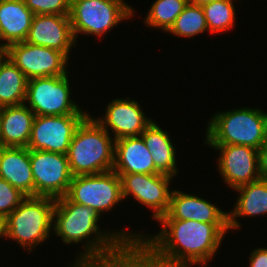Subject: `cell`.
<instances>
[{"mask_svg": "<svg viewBox=\"0 0 267 267\" xmlns=\"http://www.w3.org/2000/svg\"><path fill=\"white\" fill-rule=\"evenodd\" d=\"M0 178L26 196H34V180L31 169L30 149L4 147L0 151Z\"/></svg>", "mask_w": 267, "mask_h": 267, "instance_id": "d6986e66", "label": "cell"}, {"mask_svg": "<svg viewBox=\"0 0 267 267\" xmlns=\"http://www.w3.org/2000/svg\"><path fill=\"white\" fill-rule=\"evenodd\" d=\"M91 267H158L149 262L136 248H131L124 256L114 261L98 263Z\"/></svg>", "mask_w": 267, "mask_h": 267, "instance_id": "f1b7e54d", "label": "cell"}, {"mask_svg": "<svg viewBox=\"0 0 267 267\" xmlns=\"http://www.w3.org/2000/svg\"><path fill=\"white\" fill-rule=\"evenodd\" d=\"M28 79L6 56L0 62V108L25 103Z\"/></svg>", "mask_w": 267, "mask_h": 267, "instance_id": "603a6c76", "label": "cell"}, {"mask_svg": "<svg viewBox=\"0 0 267 267\" xmlns=\"http://www.w3.org/2000/svg\"><path fill=\"white\" fill-rule=\"evenodd\" d=\"M70 95L68 74L33 78L28 80L25 102L37 116L88 114L81 111Z\"/></svg>", "mask_w": 267, "mask_h": 267, "instance_id": "52a82bcc", "label": "cell"}, {"mask_svg": "<svg viewBox=\"0 0 267 267\" xmlns=\"http://www.w3.org/2000/svg\"><path fill=\"white\" fill-rule=\"evenodd\" d=\"M53 230L63 243H79L86 240L79 259L69 267H91L98 263L114 261L135 248L142 234L119 232H100V216L88 206L72 202L67 196L56 199L53 211ZM55 222V223H54ZM96 235L94 238L91 235Z\"/></svg>", "mask_w": 267, "mask_h": 267, "instance_id": "7a4b0ae2", "label": "cell"}, {"mask_svg": "<svg viewBox=\"0 0 267 267\" xmlns=\"http://www.w3.org/2000/svg\"><path fill=\"white\" fill-rule=\"evenodd\" d=\"M234 190L240 194L233 211L228 213L229 229L235 230L241 226L236 217L267 214V180L260 178Z\"/></svg>", "mask_w": 267, "mask_h": 267, "instance_id": "44dd1931", "label": "cell"}, {"mask_svg": "<svg viewBox=\"0 0 267 267\" xmlns=\"http://www.w3.org/2000/svg\"><path fill=\"white\" fill-rule=\"evenodd\" d=\"M35 15L69 16L71 0H24Z\"/></svg>", "mask_w": 267, "mask_h": 267, "instance_id": "83f0119b", "label": "cell"}, {"mask_svg": "<svg viewBox=\"0 0 267 267\" xmlns=\"http://www.w3.org/2000/svg\"><path fill=\"white\" fill-rule=\"evenodd\" d=\"M117 174H157L149 149L141 136L115 140L114 165Z\"/></svg>", "mask_w": 267, "mask_h": 267, "instance_id": "e0dca14e", "label": "cell"}, {"mask_svg": "<svg viewBox=\"0 0 267 267\" xmlns=\"http://www.w3.org/2000/svg\"><path fill=\"white\" fill-rule=\"evenodd\" d=\"M4 148L2 142H1V139H0V151Z\"/></svg>", "mask_w": 267, "mask_h": 267, "instance_id": "e575fe53", "label": "cell"}, {"mask_svg": "<svg viewBox=\"0 0 267 267\" xmlns=\"http://www.w3.org/2000/svg\"><path fill=\"white\" fill-rule=\"evenodd\" d=\"M5 218L0 216V237L6 238Z\"/></svg>", "mask_w": 267, "mask_h": 267, "instance_id": "1f68e13d", "label": "cell"}, {"mask_svg": "<svg viewBox=\"0 0 267 267\" xmlns=\"http://www.w3.org/2000/svg\"><path fill=\"white\" fill-rule=\"evenodd\" d=\"M95 118L88 115L77 128L67 158L73 176L111 171L115 140Z\"/></svg>", "mask_w": 267, "mask_h": 267, "instance_id": "3957f363", "label": "cell"}, {"mask_svg": "<svg viewBox=\"0 0 267 267\" xmlns=\"http://www.w3.org/2000/svg\"><path fill=\"white\" fill-rule=\"evenodd\" d=\"M260 178L267 180V140L258 150Z\"/></svg>", "mask_w": 267, "mask_h": 267, "instance_id": "4dcf8cb0", "label": "cell"}, {"mask_svg": "<svg viewBox=\"0 0 267 267\" xmlns=\"http://www.w3.org/2000/svg\"><path fill=\"white\" fill-rule=\"evenodd\" d=\"M35 114L24 103L0 108V139L4 147H27Z\"/></svg>", "mask_w": 267, "mask_h": 267, "instance_id": "ffe728a7", "label": "cell"}, {"mask_svg": "<svg viewBox=\"0 0 267 267\" xmlns=\"http://www.w3.org/2000/svg\"><path fill=\"white\" fill-rule=\"evenodd\" d=\"M26 197L19 189L0 178V216L6 218Z\"/></svg>", "mask_w": 267, "mask_h": 267, "instance_id": "4316f807", "label": "cell"}, {"mask_svg": "<svg viewBox=\"0 0 267 267\" xmlns=\"http://www.w3.org/2000/svg\"><path fill=\"white\" fill-rule=\"evenodd\" d=\"M66 196L72 202L88 206L100 216L123 200L121 178L113 170L73 176Z\"/></svg>", "mask_w": 267, "mask_h": 267, "instance_id": "ba28073f", "label": "cell"}, {"mask_svg": "<svg viewBox=\"0 0 267 267\" xmlns=\"http://www.w3.org/2000/svg\"><path fill=\"white\" fill-rule=\"evenodd\" d=\"M6 56L24 73L33 78L66 75L68 57L58 50L29 44L26 41L9 45Z\"/></svg>", "mask_w": 267, "mask_h": 267, "instance_id": "30bf717a", "label": "cell"}, {"mask_svg": "<svg viewBox=\"0 0 267 267\" xmlns=\"http://www.w3.org/2000/svg\"><path fill=\"white\" fill-rule=\"evenodd\" d=\"M6 57L4 50H0V62Z\"/></svg>", "mask_w": 267, "mask_h": 267, "instance_id": "836d02e7", "label": "cell"}, {"mask_svg": "<svg viewBox=\"0 0 267 267\" xmlns=\"http://www.w3.org/2000/svg\"><path fill=\"white\" fill-rule=\"evenodd\" d=\"M29 44L44 46L63 52L69 58L71 48L76 45L69 16L34 15L25 40Z\"/></svg>", "mask_w": 267, "mask_h": 267, "instance_id": "9a60e30c", "label": "cell"}, {"mask_svg": "<svg viewBox=\"0 0 267 267\" xmlns=\"http://www.w3.org/2000/svg\"><path fill=\"white\" fill-rule=\"evenodd\" d=\"M219 150L218 168L232 189L260 179L258 149L244 145H210Z\"/></svg>", "mask_w": 267, "mask_h": 267, "instance_id": "4fadbf2b", "label": "cell"}, {"mask_svg": "<svg viewBox=\"0 0 267 267\" xmlns=\"http://www.w3.org/2000/svg\"><path fill=\"white\" fill-rule=\"evenodd\" d=\"M249 267H267V248H256L250 253Z\"/></svg>", "mask_w": 267, "mask_h": 267, "instance_id": "f546056e", "label": "cell"}, {"mask_svg": "<svg viewBox=\"0 0 267 267\" xmlns=\"http://www.w3.org/2000/svg\"><path fill=\"white\" fill-rule=\"evenodd\" d=\"M55 203L56 199L51 197L27 196L5 218L6 237L25 249L29 248V252L46 241L53 229Z\"/></svg>", "mask_w": 267, "mask_h": 267, "instance_id": "5b68a950", "label": "cell"}, {"mask_svg": "<svg viewBox=\"0 0 267 267\" xmlns=\"http://www.w3.org/2000/svg\"><path fill=\"white\" fill-rule=\"evenodd\" d=\"M34 196L54 199L66 196L73 174L67 154L30 149Z\"/></svg>", "mask_w": 267, "mask_h": 267, "instance_id": "9c48e42d", "label": "cell"}, {"mask_svg": "<svg viewBox=\"0 0 267 267\" xmlns=\"http://www.w3.org/2000/svg\"><path fill=\"white\" fill-rule=\"evenodd\" d=\"M212 1H215V0H188V3L192 4V5L202 6V5L209 3V2H212Z\"/></svg>", "mask_w": 267, "mask_h": 267, "instance_id": "d6a6232c", "label": "cell"}, {"mask_svg": "<svg viewBox=\"0 0 267 267\" xmlns=\"http://www.w3.org/2000/svg\"><path fill=\"white\" fill-rule=\"evenodd\" d=\"M187 4L188 0H156L146 14L144 22L147 26L159 27L168 33Z\"/></svg>", "mask_w": 267, "mask_h": 267, "instance_id": "cb8c5ba5", "label": "cell"}, {"mask_svg": "<svg viewBox=\"0 0 267 267\" xmlns=\"http://www.w3.org/2000/svg\"><path fill=\"white\" fill-rule=\"evenodd\" d=\"M140 136L152 155L155 168L162 174L176 176V149L168 132L152 121Z\"/></svg>", "mask_w": 267, "mask_h": 267, "instance_id": "7402d4cb", "label": "cell"}, {"mask_svg": "<svg viewBox=\"0 0 267 267\" xmlns=\"http://www.w3.org/2000/svg\"><path fill=\"white\" fill-rule=\"evenodd\" d=\"M208 122V145H244L258 149L267 140V113L259 108H239L216 113Z\"/></svg>", "mask_w": 267, "mask_h": 267, "instance_id": "277c9868", "label": "cell"}, {"mask_svg": "<svg viewBox=\"0 0 267 267\" xmlns=\"http://www.w3.org/2000/svg\"><path fill=\"white\" fill-rule=\"evenodd\" d=\"M133 14L123 0H71L69 17L76 39L81 33L101 37Z\"/></svg>", "mask_w": 267, "mask_h": 267, "instance_id": "8992f818", "label": "cell"}, {"mask_svg": "<svg viewBox=\"0 0 267 267\" xmlns=\"http://www.w3.org/2000/svg\"><path fill=\"white\" fill-rule=\"evenodd\" d=\"M118 175L121 178L123 199L131 194L140 204L154 211L152 218L155 220L167 213L172 193L169 189L172 176L162 173Z\"/></svg>", "mask_w": 267, "mask_h": 267, "instance_id": "7c38bea8", "label": "cell"}, {"mask_svg": "<svg viewBox=\"0 0 267 267\" xmlns=\"http://www.w3.org/2000/svg\"><path fill=\"white\" fill-rule=\"evenodd\" d=\"M88 115H35L27 148L67 154L77 128Z\"/></svg>", "mask_w": 267, "mask_h": 267, "instance_id": "8fae6325", "label": "cell"}, {"mask_svg": "<svg viewBox=\"0 0 267 267\" xmlns=\"http://www.w3.org/2000/svg\"><path fill=\"white\" fill-rule=\"evenodd\" d=\"M160 219L228 224V213L195 194L191 195L174 189L171 193L169 209Z\"/></svg>", "mask_w": 267, "mask_h": 267, "instance_id": "2e32d148", "label": "cell"}, {"mask_svg": "<svg viewBox=\"0 0 267 267\" xmlns=\"http://www.w3.org/2000/svg\"><path fill=\"white\" fill-rule=\"evenodd\" d=\"M208 31L220 33L235 25L233 0H215L202 5Z\"/></svg>", "mask_w": 267, "mask_h": 267, "instance_id": "d4e9b609", "label": "cell"}, {"mask_svg": "<svg viewBox=\"0 0 267 267\" xmlns=\"http://www.w3.org/2000/svg\"><path fill=\"white\" fill-rule=\"evenodd\" d=\"M139 105L137 101L129 98L112 100L107 104L104 118L95 120L107 132L108 129L113 131L114 140L140 136L153 120L144 115Z\"/></svg>", "mask_w": 267, "mask_h": 267, "instance_id": "5bb4252c", "label": "cell"}, {"mask_svg": "<svg viewBox=\"0 0 267 267\" xmlns=\"http://www.w3.org/2000/svg\"><path fill=\"white\" fill-rule=\"evenodd\" d=\"M206 30L208 31V27L202 6L188 3L168 32L190 38Z\"/></svg>", "mask_w": 267, "mask_h": 267, "instance_id": "484cf974", "label": "cell"}, {"mask_svg": "<svg viewBox=\"0 0 267 267\" xmlns=\"http://www.w3.org/2000/svg\"><path fill=\"white\" fill-rule=\"evenodd\" d=\"M34 15L24 0H0V50L26 40Z\"/></svg>", "mask_w": 267, "mask_h": 267, "instance_id": "ac0fdd59", "label": "cell"}, {"mask_svg": "<svg viewBox=\"0 0 267 267\" xmlns=\"http://www.w3.org/2000/svg\"><path fill=\"white\" fill-rule=\"evenodd\" d=\"M162 230L154 236L144 234L135 247L158 267L203 265L219 250L229 230L228 224H210L194 220L159 219Z\"/></svg>", "mask_w": 267, "mask_h": 267, "instance_id": "6da1fadb", "label": "cell"}]
</instances>
